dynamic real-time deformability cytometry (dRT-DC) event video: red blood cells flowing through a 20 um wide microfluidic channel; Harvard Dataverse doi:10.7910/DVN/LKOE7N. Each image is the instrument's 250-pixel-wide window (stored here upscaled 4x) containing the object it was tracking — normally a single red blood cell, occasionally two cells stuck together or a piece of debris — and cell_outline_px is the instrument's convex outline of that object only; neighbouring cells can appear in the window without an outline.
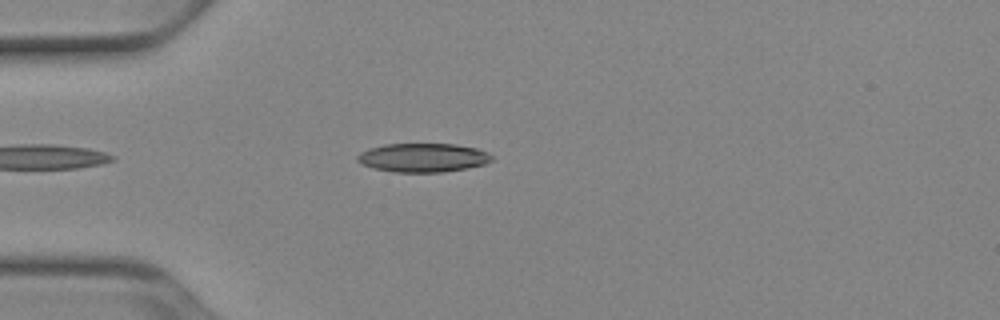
{"species": "Egyptian fruit bat (a non-hibernating species)", "species_latin": "Rousettus aegyptiacus", "temperature_condition": "cold", "stored_images_in_passage": 40, "camera_frame_rate_fps": 3000, "um_per_image_px": 0.085, "animal": {"sex": "female"}, "frame": {"image": 1, "passage_image": 5, "time_ms": 1.333, "image_size_px": [1000, 320], "cell_outline_px": [[492, 160], [484, 164], [468, 168], [444, 172], [396, 172], [376, 168], [364, 164], [356, 160], [356, 156], [360, 152], [368, 148], [384, 144], [456, 144], [476, 148], [488, 152], [492, 156]], "centroid_in_image_um": [35.97, 13.39], "position_along_channel_um": 49.0, "area_um2": 22.54}}
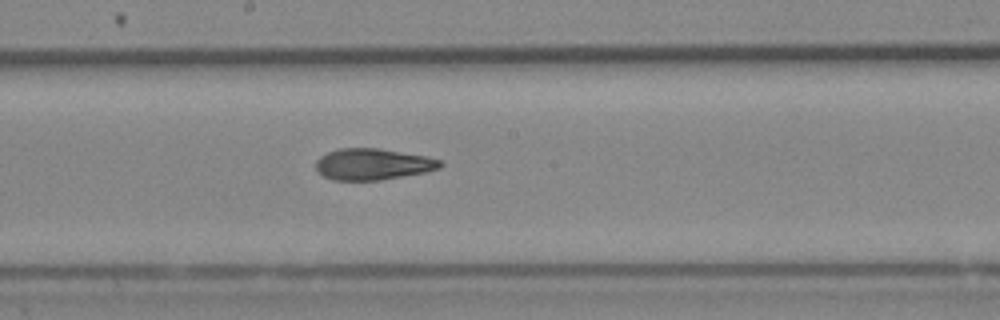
{"frame": {"image": 2, "passage_image": 19, "time_ms": 6.0, "image_size_px": [1000, 320], "cell_outline_px": [[444, 164], [440, 168], [424, 172], [380, 180], [332, 180], [316, 172], [316, 160], [320, 156], [328, 152], [340, 148], [376, 148], [428, 156], [440, 160]], "centroid_in_image_um": [31.67, 13.95], "position_along_channel_um": 216.5, "area_um2": 22.72}}
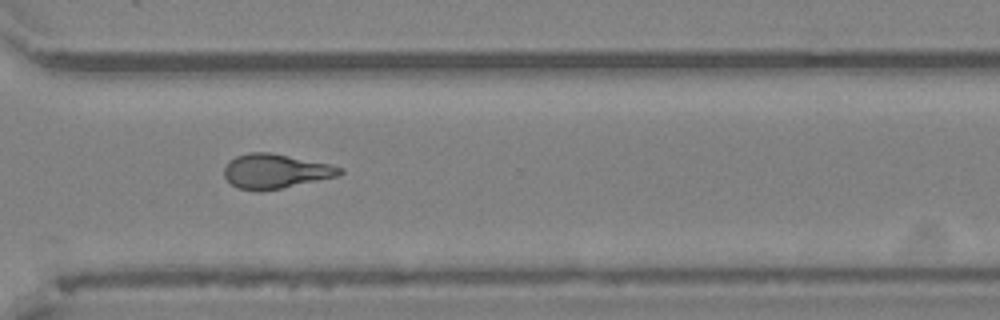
{"frame": {"image": 3, "passage_image": 29, "time_ms": 9.333, "image_size_px": [1000, 320], "cell_outline_px": [[344, 172], [336, 176], [280, 188], [260, 192], [256, 192], [240, 188], [232, 184], [224, 176], [224, 168], [228, 160], [236, 156], [248, 152], [268, 152], [328, 164], [344, 168]], "centroid_in_image_um": [23.36, 14.55], "position_along_channel_um": 347.2, "area_um2": 22.95}, "authors_computed_cell_mechanics": {"area_um2": 22.8021, "velocity_mm_per_s": 3.9047, "shape_relaxation_time_tau1_ms": 7.7477, "shape_relaxation_time_tau2_ms": 3.466, "deformation_change_tau1": 0.1828, "deformation_change_tau2": 0.1052}}